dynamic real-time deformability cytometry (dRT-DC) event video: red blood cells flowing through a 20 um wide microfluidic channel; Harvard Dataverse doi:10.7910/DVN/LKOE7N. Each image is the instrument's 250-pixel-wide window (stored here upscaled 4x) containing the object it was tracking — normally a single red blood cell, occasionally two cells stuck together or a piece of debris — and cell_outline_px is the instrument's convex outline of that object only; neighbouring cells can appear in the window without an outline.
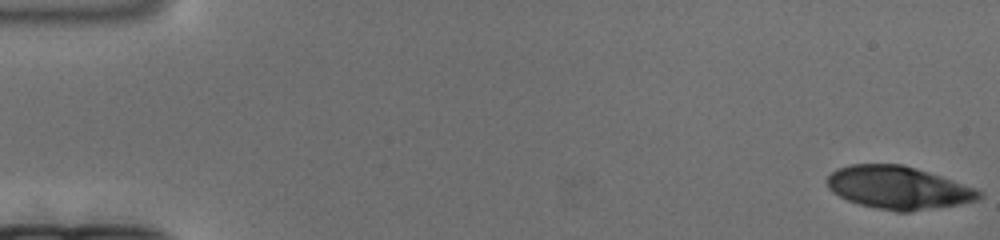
{"species": "human", "species_latin": "Homo sapiens", "temperature_condition": "cold", "stored_images_in_passage": 170, "camera_frame_rate_fps": 3000, "um_per_image_px": 0.085, "donor": {"sex": "female"}, "frame": {"image": 1, "passage_image": 1, "time_ms": 0.0, "image_size_px": [1000, 240], "cell_outline_px": [[984, 196], [976, 200], [956, 204], [908, 212], [896, 212], [876, 208], [860, 204], [848, 200], [832, 192], [828, 188], [824, 180], [836, 168], [852, 164], [900, 164], [928, 172], [976, 188], [984, 192]], "centroid_in_image_um": [76.32, 15.95], "position_along_channel_um": 8.7, "area_um2": 37.74}}
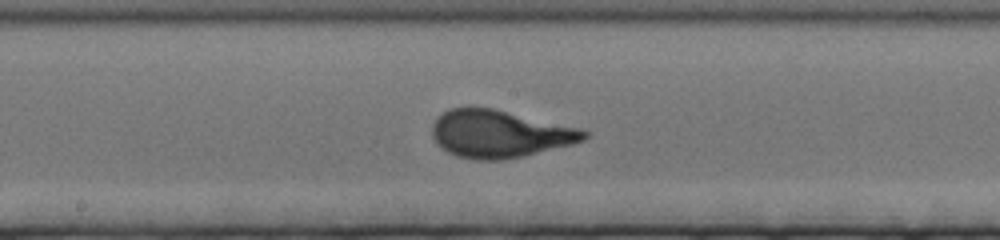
{"frame": {"image": 2, "passage_image": 90, "time_ms": 29.667, "image_size_px": [1000, 240], "cell_outline_px": [[588, 136], [584, 140], [572, 144], [524, 156], [500, 160], [476, 160], [456, 156], [440, 148], [436, 144], [432, 136], [432, 124], [436, 116], [448, 108], [492, 108], [580, 128], [588, 132]], "centroid_in_image_um": [42.42, 11.39], "position_along_channel_um": 205.8, "area_um2": 42.08}}
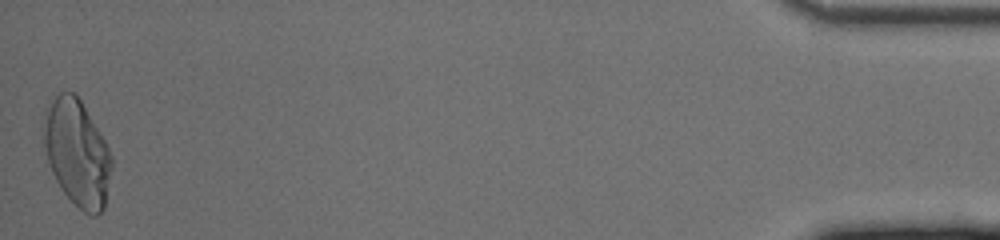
{"frame": {"image": 3, "passage_image": 169, "time_ms": 56.0, "image_size_px": [1000, 240], "cell_outline_px": [[112, 168], [104, 208], [96, 216], [92, 216], [84, 212], [60, 188], [52, 172], [44, 152], [44, 108], [60, 92], [76, 92], [104, 140], [112, 156]], "centroid_in_image_um": [6.54, 12.98], "position_along_channel_um": 428.7, "area_um2": 41.96}}